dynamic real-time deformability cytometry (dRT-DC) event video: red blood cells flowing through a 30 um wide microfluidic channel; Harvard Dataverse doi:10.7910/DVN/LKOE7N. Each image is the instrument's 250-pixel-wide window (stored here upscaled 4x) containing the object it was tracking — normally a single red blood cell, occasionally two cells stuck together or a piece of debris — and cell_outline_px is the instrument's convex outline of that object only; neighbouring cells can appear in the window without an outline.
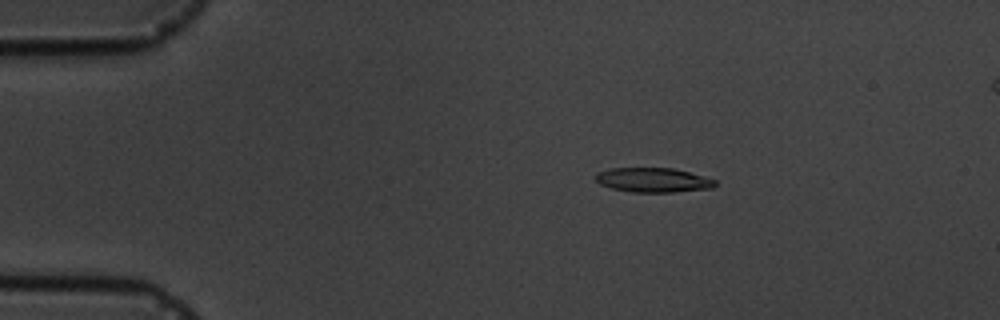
{"species": "common noctule bat (a hibernating species)", "species_latin": "Nyctalus noctula", "temperature_condition": "cold", "stored_images_in_passage": 6, "camera_frame_rate_fps": 3000, "um_per_image_px": 0.085, "animal": {"sex": "male", "body_mass_g": 19.5, "forearm_length_mm": 54.6}, "frame": {"image": 1, "passage_image": 3, "time_ms": 2.333, "image_size_px": [1000, 320], "cell_outline_px": [[716, 184], [712, 188], [672, 192], [632, 192], [612, 188], [600, 184], [592, 176], [596, 172], [608, 168], [672, 168], [704, 176], [716, 180]], "centroid_in_image_um": [55.46, 15.29], "position_along_channel_um": 29.5, "area_um2": 17.11}}
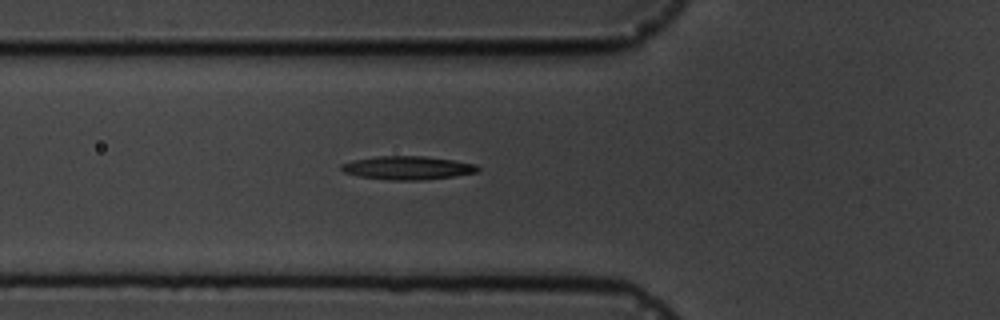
{"frame": {"image": 2, "passage_image": 6, "time_ms": 5.667, "image_size_px": [1000, 320], "cell_outline_px": [[480, 168], [476, 172], [452, 176], [420, 180], [388, 180], [360, 176], [344, 172], [340, 168], [340, 164], [352, 160], [376, 156], [424, 156], [452, 160], [476, 164]], "centroid_in_image_um": [34.6, 14.26], "position_along_channel_um": 91.2, "area_um2": 18.5}}